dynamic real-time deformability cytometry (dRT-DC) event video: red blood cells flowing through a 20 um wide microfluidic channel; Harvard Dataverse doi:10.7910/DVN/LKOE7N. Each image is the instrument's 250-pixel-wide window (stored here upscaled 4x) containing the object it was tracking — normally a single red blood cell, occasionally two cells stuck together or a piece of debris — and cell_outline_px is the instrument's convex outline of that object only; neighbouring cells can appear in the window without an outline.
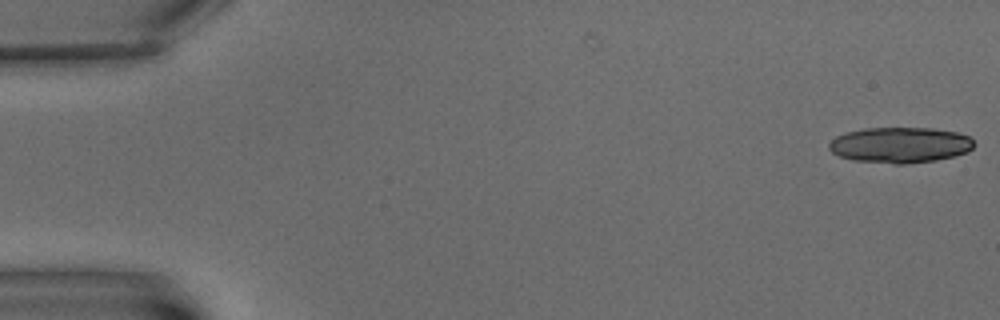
{"species": "common noctule bat (a hibernating species)", "species_latin": "Nyctalus noctula", "temperature_condition": "warm", "stored_images_in_passage": 7, "camera_frame_rate_fps": 3000, "um_per_image_px": 0.085, "animal": {"sex": "male", "body_mass_g": 15.6}, "frame": {"image": 1, "passage_image": 1, "time_ms": 0.0, "image_size_px": [1000, 320], "cell_outline_px": [[976, 144], [968, 152], [936, 160], [904, 164], [896, 164], [852, 160], [840, 156], [832, 152], [828, 148], [828, 144], [836, 136], [844, 132], [864, 128], [932, 128], [956, 132], [968, 136]], "centroid_in_image_um": [76.49, 12.32], "position_along_channel_um": 8.5, "area_um2": 30.23}}